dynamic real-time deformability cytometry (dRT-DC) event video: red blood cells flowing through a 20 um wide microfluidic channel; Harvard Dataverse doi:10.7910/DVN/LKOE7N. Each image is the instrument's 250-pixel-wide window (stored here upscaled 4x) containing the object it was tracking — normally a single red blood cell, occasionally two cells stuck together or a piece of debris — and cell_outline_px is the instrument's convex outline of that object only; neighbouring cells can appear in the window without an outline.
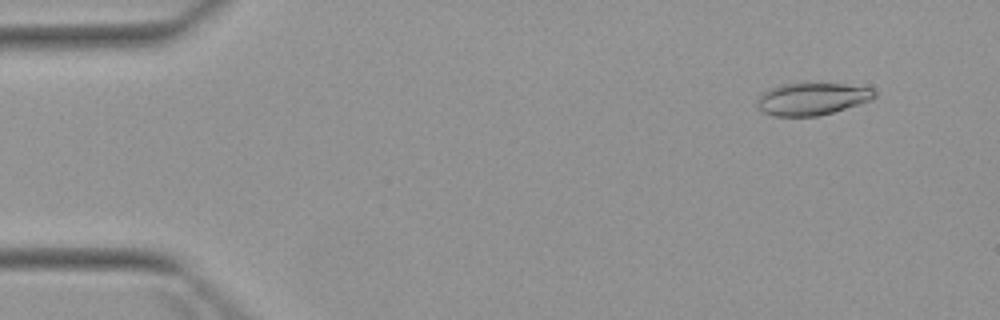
{"species": "Egyptian fruit bat (a non-hibernating species)", "species_latin": "Rousettus aegyptiacus", "temperature_condition": "warm", "stored_images_in_passage": 5, "camera_frame_rate_fps": 3000, "um_per_image_px": 0.085, "animal": {"sex": "female"}, "frame": {"image": 1, "passage_image": 1, "time_ms": 0.0, "image_size_px": [1000, 320], "cell_outline_px": [[876, 96], [872, 100], [820, 116], [772, 116], [764, 112], [756, 104], [756, 100], [768, 88], [780, 84], [844, 84], [872, 88], [876, 92]], "centroid_in_image_um": [69.02, 8.41], "position_along_channel_um": 16.0, "area_um2": 22.02}}
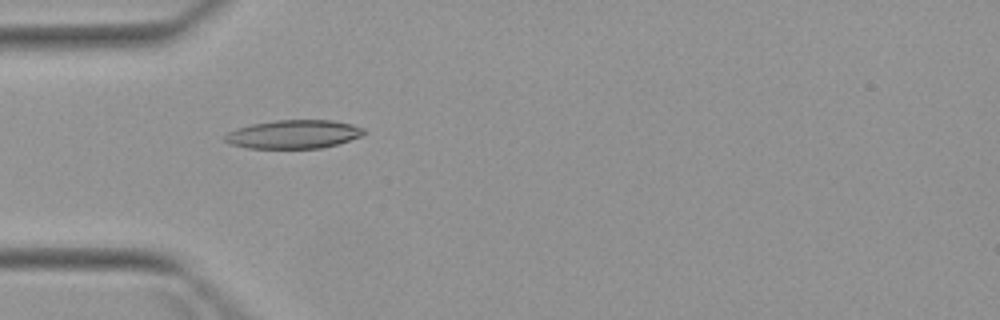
{"frame": {"image": 2, "passage_image": 4, "time_ms": 3.667, "image_size_px": [1000, 320], "cell_outline_px": [[364, 132], [360, 136], [336, 144], [320, 148], [248, 148], [228, 144], [224, 140], [224, 136], [228, 132], [236, 128], [252, 124], [276, 120], [332, 120], [352, 124], [364, 128]], "centroid_in_image_um": [24.91, 11.41], "position_along_channel_um": 60.1, "area_um2": 23.0}}
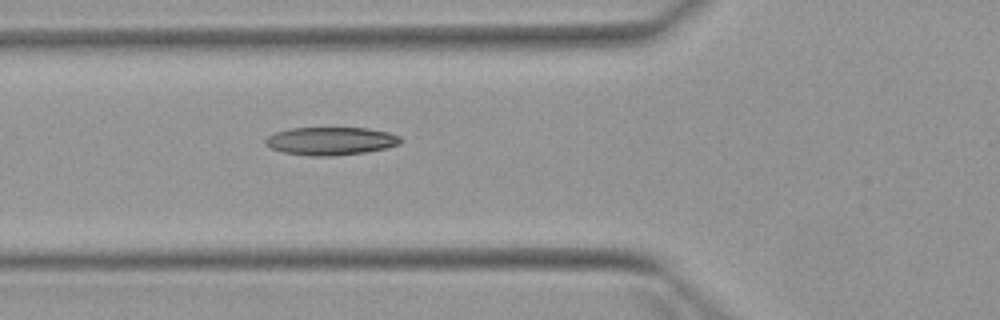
{"frame": {"image": 3, "passage_image": 5, "time_ms": 4.667, "image_size_px": [1000, 320], "cell_outline_px": [[404, 140], [400, 144], [384, 148], [364, 152], [332, 156], [312, 156], [284, 152], [272, 148], [264, 144], [264, 140], [268, 136], [276, 132], [288, 128], [368, 128], [388, 132], [400, 136]], "centroid_in_image_um": [28.12, 11.98], "position_along_channel_um": 97.7, "area_um2": 22.02}}